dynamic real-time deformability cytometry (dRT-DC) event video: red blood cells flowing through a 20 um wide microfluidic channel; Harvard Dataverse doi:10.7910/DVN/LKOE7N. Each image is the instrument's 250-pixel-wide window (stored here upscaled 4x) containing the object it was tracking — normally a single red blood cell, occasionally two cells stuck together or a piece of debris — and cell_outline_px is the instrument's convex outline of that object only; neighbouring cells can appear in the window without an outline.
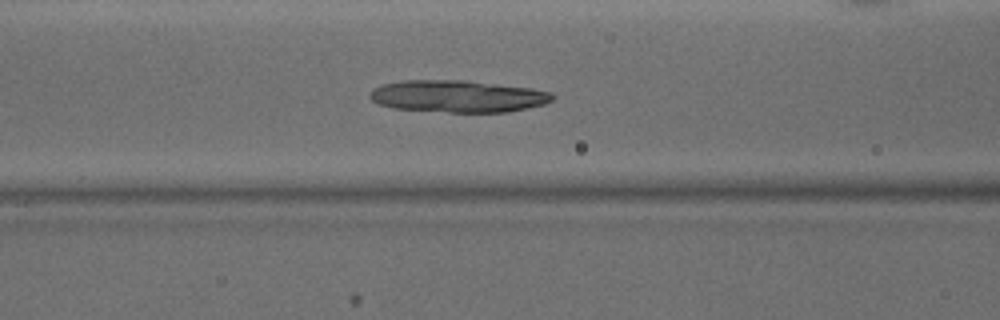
{"species": "common noctule bat (a hibernating species)", "species_latin": "Nyctalus noctula", "temperature_condition": "warm", "stored_images_in_passage": 36, "camera_frame_rate_fps": 3000, "um_per_image_px": 0.085, "animal": {"sex": "male", "body_mass_g": 15.6}, "frame": {"image": 1, "passage_image": 12, "time_ms": 3.667, "image_size_px": [1000, 320], "cell_outline_px": [[556, 96], [552, 100], [544, 104], [528, 108], [508, 112], [448, 112], [392, 108], [380, 104], [372, 100], [368, 96], [376, 88], [384, 84], [404, 80], [464, 80], [532, 88], [552, 92]], "centroid_in_image_um": [38.96, 8.18], "position_along_channel_um": 127.6, "area_um2": 34.04}}
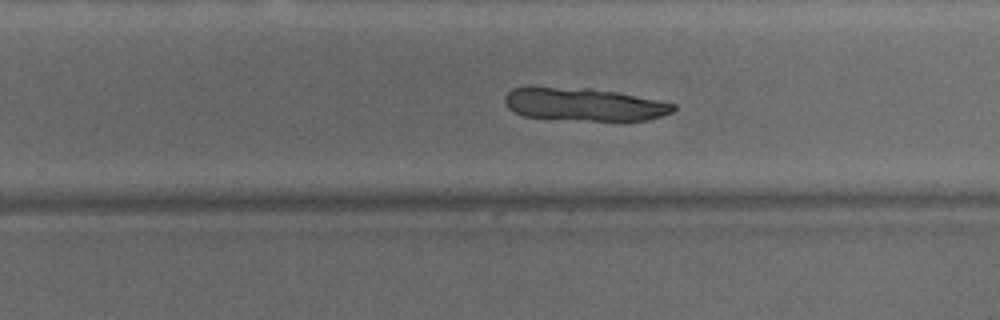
{"frame": {"image": 2, "passage_image": 23, "time_ms": 7.333, "image_size_px": [1000, 320], "cell_outline_px": [[676, 108], [672, 112], [648, 120], [592, 120], [524, 116], [508, 108], [504, 100], [504, 96], [512, 88], [528, 84], [532, 84], [592, 88], [616, 92], [676, 104]], "centroid_in_image_um": [49.54, 8.82], "position_along_channel_um": 280.3, "area_um2": 32.71}}
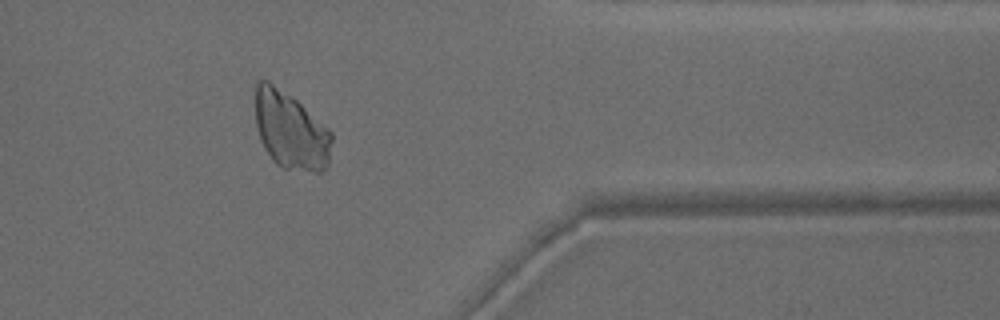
{"frame": {"image": 3, "passage_image": 32, "time_ms": 10.333, "image_size_px": [1000, 320], "cell_outline_px": [[332, 140], [328, 164], [320, 172], [312, 172], [284, 168], [276, 164], [272, 160], [264, 148], [260, 140], [256, 124], [256, 80], [268, 80], [296, 100], [328, 128], [332, 132]], "centroid_in_image_um": [24.7, 11.11], "position_along_channel_um": 386.7, "area_um2": 34.33}}